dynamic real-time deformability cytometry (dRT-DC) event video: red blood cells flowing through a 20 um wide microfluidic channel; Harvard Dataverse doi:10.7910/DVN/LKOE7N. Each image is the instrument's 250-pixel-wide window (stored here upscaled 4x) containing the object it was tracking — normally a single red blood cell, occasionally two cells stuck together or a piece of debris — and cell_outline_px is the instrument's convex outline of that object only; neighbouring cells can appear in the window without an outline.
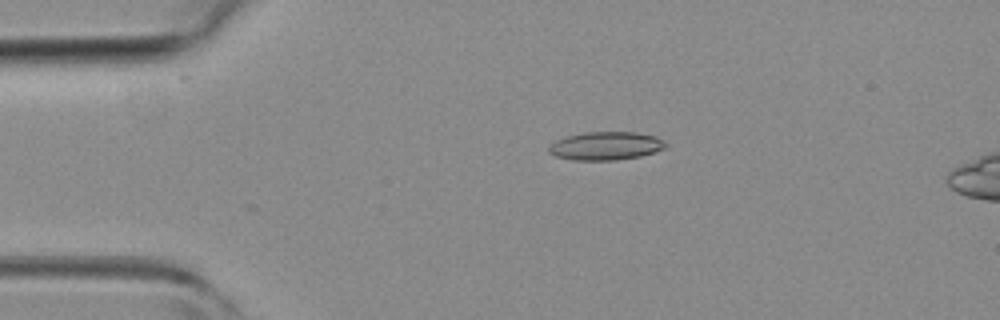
{"species": "common noctule bat (a hibernating species)", "species_latin": "Nyctalus noctula", "temperature_condition": "room temperature", "stored_images_in_passage": 3, "camera_frame_rate_fps": 3000, "um_per_image_px": 0.085, "animal": {"sex": "female", "body_mass_g": 19.3, "forearm_length_mm": 54.1}, "frame": {"image": 1, "passage_image": 1, "time_ms": 0.0, "image_size_px": [1000, 320], "cell_outline_px": [[668, 144], [664, 148], [656, 152], [640, 156], [616, 160], [572, 160], [556, 156], [548, 152], [548, 148], [556, 140], [568, 136], [584, 132], [636, 132], [656, 136], [664, 140]], "centroid_in_image_um": [51.52, 12.4], "position_along_channel_um": 33.5, "area_um2": 19.31}}